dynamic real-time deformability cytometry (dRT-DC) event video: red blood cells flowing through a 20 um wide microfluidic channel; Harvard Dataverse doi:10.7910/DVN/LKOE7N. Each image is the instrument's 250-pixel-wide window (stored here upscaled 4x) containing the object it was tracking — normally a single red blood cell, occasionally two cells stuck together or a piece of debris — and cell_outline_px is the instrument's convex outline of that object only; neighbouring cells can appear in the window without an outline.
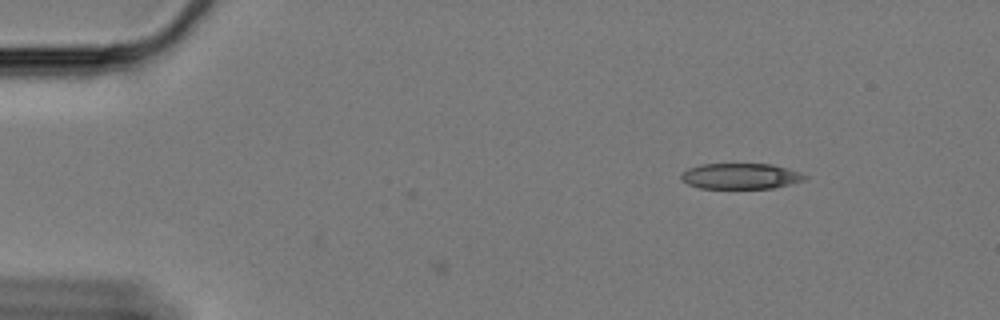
{"species": "Egyptian fruit bat (a non-hibernating species)", "species_latin": "Rousettus aegyptiacus", "temperature_condition": "cold", "stored_images_in_passage": 4, "camera_frame_rate_fps": 3000, "um_per_image_px": 0.085, "animal": {"sex": "female"}, "frame": {"image": 1, "passage_image": 1, "time_ms": 0.0, "image_size_px": [1000, 320], "cell_outline_px": [[808, 176], [804, 180], [776, 188], [700, 188], [688, 184], [680, 180], [680, 172], [688, 168], [700, 164], [772, 164], [800, 172]], "centroid_in_image_um": [62.91, 14.97], "position_along_channel_um": 22.1, "area_um2": 18.67}}